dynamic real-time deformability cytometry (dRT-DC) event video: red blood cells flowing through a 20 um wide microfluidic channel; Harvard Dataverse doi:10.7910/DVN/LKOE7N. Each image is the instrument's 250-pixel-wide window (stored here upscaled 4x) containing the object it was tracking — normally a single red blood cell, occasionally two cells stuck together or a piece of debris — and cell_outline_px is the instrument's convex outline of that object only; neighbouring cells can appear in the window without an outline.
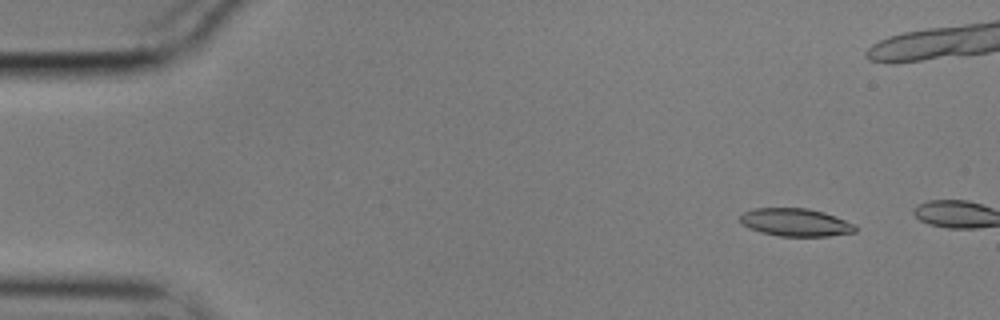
{"species": "common noctule bat (a hibernating species)", "species_latin": "Nyctalus noctula", "temperature_condition": "cold", "stored_images_in_passage": 10, "camera_frame_rate_fps": 3000, "um_per_image_px": 0.085, "animal": {"sex": "male", "body_mass_g": 17.9}, "frame": {"image": 1, "passage_image": 6, "time_ms": 1.667, "image_size_px": [1000, 320], "cell_outline_px": [[856, 232], [828, 236], [780, 236], [760, 232], [748, 228], [740, 224], [740, 216], [744, 212], [756, 208], [808, 208], [824, 212], [856, 224]], "centroid_in_image_um": [67.62, 18.9], "position_along_channel_um": 17.4, "area_um2": 18.79}}